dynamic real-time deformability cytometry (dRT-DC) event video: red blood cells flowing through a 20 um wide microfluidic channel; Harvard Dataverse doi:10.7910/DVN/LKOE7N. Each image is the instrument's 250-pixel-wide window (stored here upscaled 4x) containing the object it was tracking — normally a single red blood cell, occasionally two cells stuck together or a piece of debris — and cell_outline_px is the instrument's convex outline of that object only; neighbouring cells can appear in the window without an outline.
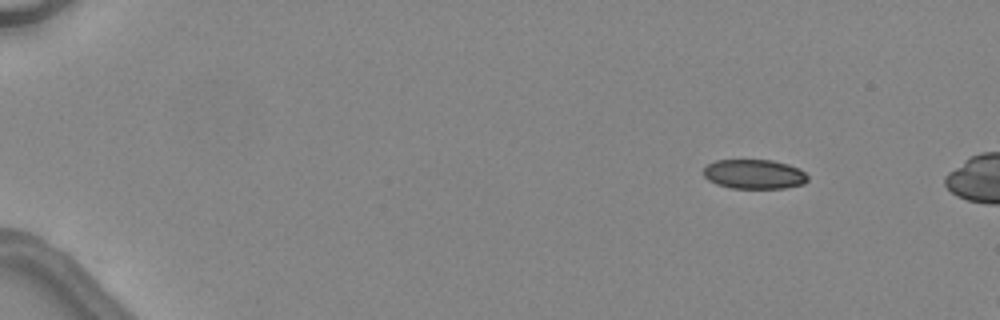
{"species": "common noctule bat (a hibernating species)", "species_latin": "Nyctalus noctula", "temperature_condition": "warm", "stored_images_in_passage": 2, "camera_frame_rate_fps": 3000, "um_per_image_px": 0.085, "animal": {"sex": "female", "body_mass_g": 24.6, "forearm_length_mm": 56.2}, "frame": {"image": 1, "passage_image": 1, "time_ms": 0.0, "image_size_px": [1000, 320], "cell_outline_px": [[808, 180], [804, 184], [784, 188], [732, 188], [716, 184], [708, 180], [704, 176], [704, 168], [708, 164], [716, 160], [772, 160], [788, 164], [800, 168], [808, 176]], "centroid_in_image_um": [64.12, 14.8], "position_along_channel_um": 20.9, "area_um2": 17.98}}